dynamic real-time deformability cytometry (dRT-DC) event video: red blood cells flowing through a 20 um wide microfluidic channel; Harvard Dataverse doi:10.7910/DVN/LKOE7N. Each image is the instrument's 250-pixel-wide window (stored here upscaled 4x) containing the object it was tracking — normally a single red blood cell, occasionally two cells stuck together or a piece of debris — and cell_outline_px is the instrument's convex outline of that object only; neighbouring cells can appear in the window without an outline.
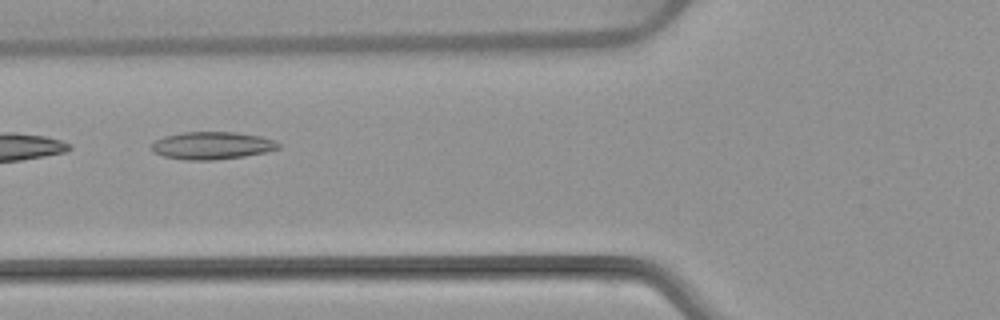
{"species": "common noctule bat (a hibernating species)", "species_latin": "Nyctalus noctula", "temperature_condition": "warm", "stored_images_in_passage": 7, "camera_frame_rate_fps": 3000, "um_per_image_px": 0.085, "animal": {"sex": "female", "body_mass_g": 22.7, "forearm_length_mm": 54.2}, "frame": {"image": 1, "passage_image": 6, "time_ms": 6.333, "image_size_px": [1000, 320], "cell_outline_px": [[280, 148], [264, 152], [244, 156], [212, 160], [188, 160], [164, 156], [152, 152], [152, 144], [156, 140], [164, 136], [184, 132], [236, 132], [260, 136], [276, 140], [280, 144]], "centroid_in_image_um": [18.03, 12.36], "position_along_channel_um": 107.8, "area_um2": 20.29}}
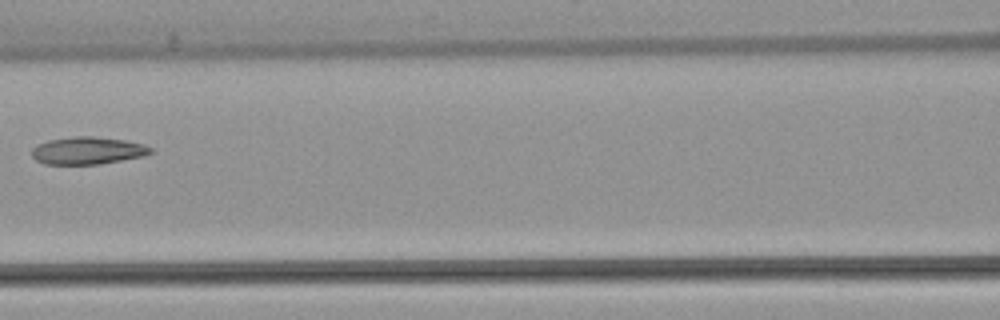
{"frame": {"image": 2, "passage_image": 7, "time_ms": 7.667, "image_size_px": [1000, 320], "cell_outline_px": [[152, 152], [144, 156], [100, 164], [44, 164], [36, 160], [32, 156], [32, 148], [36, 144], [48, 140], [76, 136], [92, 136], [124, 140], [144, 144], [152, 148]], "centroid_in_image_um": [7.43, 12.8], "position_along_channel_um": 159.2, "area_um2": 19.02}}